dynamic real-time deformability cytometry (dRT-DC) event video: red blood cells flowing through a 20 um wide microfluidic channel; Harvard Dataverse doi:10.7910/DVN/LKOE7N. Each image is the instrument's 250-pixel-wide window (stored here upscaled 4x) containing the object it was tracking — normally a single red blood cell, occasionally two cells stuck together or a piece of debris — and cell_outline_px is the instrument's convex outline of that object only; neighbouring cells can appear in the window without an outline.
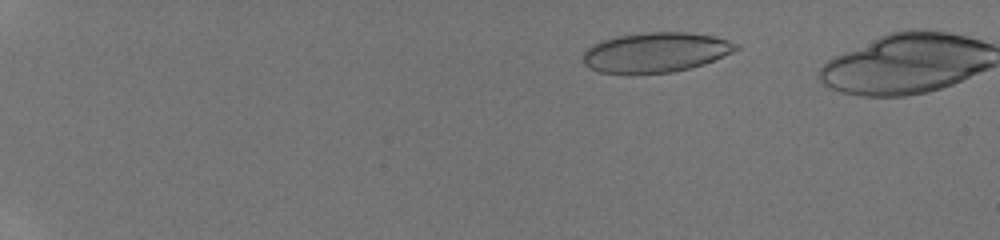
{"species": "human", "species_latin": "Homo sapiens", "temperature_condition": "room temperature", "stored_images_in_passage": 47, "segment_of_instrument_passage": [1, 2], "camera_frame_rate_fps": 3000, "um_per_image_px": 0.085, "donor": {"sex": "male"}, "frame": {"image": 1, "passage_image": 9, "time_ms": 2.667, "image_size_px": [1000, 240], "cell_outline_px": [[740, 48], [724, 56], [704, 64], [672, 72], [600, 72], [584, 64], [584, 52], [592, 44], [600, 40], [616, 36], [640, 32], [688, 32], [716, 36], [740, 44]], "centroid_in_image_um": [55.78, 4.41], "position_along_channel_um": 29.2, "area_um2": 35.32}}
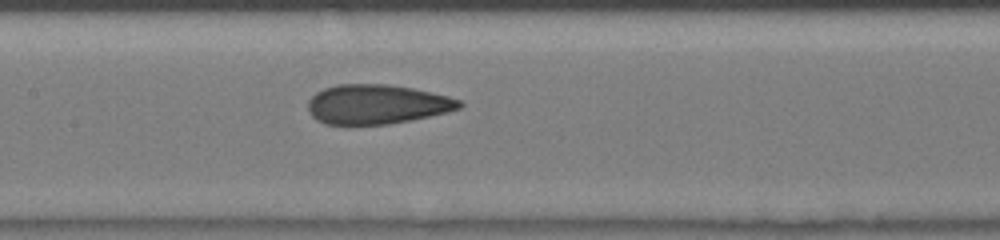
{"frame": {"image": 2, "passage_image": 26, "time_ms": 8.333, "image_size_px": [1000, 240], "cell_outline_px": [[464, 104], [460, 108], [448, 112], [412, 120], [388, 124], [324, 124], [316, 120], [308, 112], [308, 100], [316, 92], [324, 88], [336, 84], [388, 84], [412, 88], [448, 96], [460, 100]], "centroid_in_image_um": [32.02, 8.86], "position_along_channel_um": 175.4, "area_um2": 34.97}}
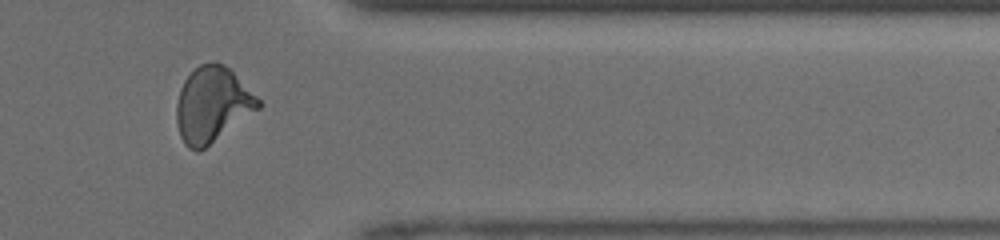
{"frame": {"image": 3, "passage_image": 40, "time_ms": 13.0, "image_size_px": [1000, 240], "cell_outline_px": [[264, 104], [260, 108], [200, 152], [196, 152], [188, 148], [184, 144], [180, 136], [176, 124], [176, 104], [180, 88], [184, 80], [200, 64], [212, 60], [216, 60], [224, 64]], "centroid_in_image_um": [18.02, 8.91], "position_along_channel_um": 393.4, "area_um2": 36.01}}